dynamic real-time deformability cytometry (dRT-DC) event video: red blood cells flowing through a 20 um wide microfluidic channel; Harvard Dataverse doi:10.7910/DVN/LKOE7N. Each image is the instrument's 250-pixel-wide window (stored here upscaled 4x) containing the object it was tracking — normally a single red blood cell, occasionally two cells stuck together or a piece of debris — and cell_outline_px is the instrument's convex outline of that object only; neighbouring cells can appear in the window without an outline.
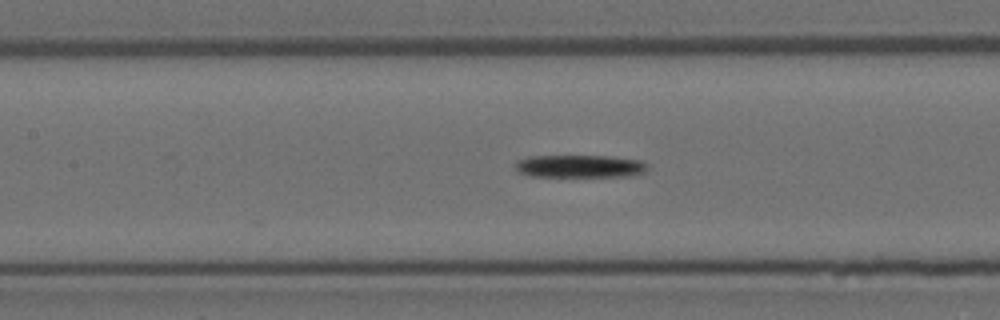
{"species": "Egyptian fruit bat (a non-hibernating species)", "species_latin": "Rousettus aegyptiacus", "temperature_condition": "room temperature", "stored_images_in_passage": 8, "camera_frame_rate_fps": 3000, "um_per_image_px": 0.085, "animal": {"sex": "female"}, "frame": {"image": 1, "passage_image": 8, "time_ms": 9.0, "image_size_px": [1000, 320], "cell_outline_px": [[648, 168], [644, 172], [636, 176], [528, 176], [516, 172], [516, 160], [528, 156], [612, 156], [640, 160], [648, 164]], "centroid_in_image_um": [49.29, 14.13], "position_along_channel_um": 158.1, "area_um2": 17.69}}